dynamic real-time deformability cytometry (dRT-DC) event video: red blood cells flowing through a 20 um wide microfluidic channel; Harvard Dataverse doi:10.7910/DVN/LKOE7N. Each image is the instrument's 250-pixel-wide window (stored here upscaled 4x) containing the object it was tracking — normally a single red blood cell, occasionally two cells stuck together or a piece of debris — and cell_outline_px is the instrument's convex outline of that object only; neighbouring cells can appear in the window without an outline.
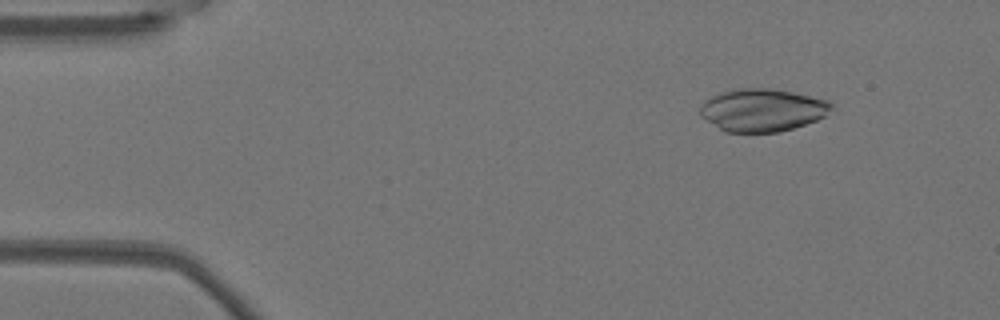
{"species": "Egyptian fruit bat (a non-hibernating species)", "species_latin": "Rousettus aegyptiacus", "temperature_condition": "warm", "stored_images_in_passage": 25, "camera_frame_rate_fps": 3000, "um_per_image_px": 0.085, "animal": {"sex": "female"}, "frame": {"image": 1, "passage_image": 6, "time_ms": 1.667, "image_size_px": [1000, 320], "cell_outline_px": [[836, 104], [824, 116], [816, 120], [780, 132], [724, 132], [700, 116], [700, 108], [704, 100], [720, 92], [740, 88], [768, 88], [792, 92], [828, 100]], "centroid_in_image_um": [64.79, 9.35], "position_along_channel_um": 20.2, "area_um2": 32.66}}
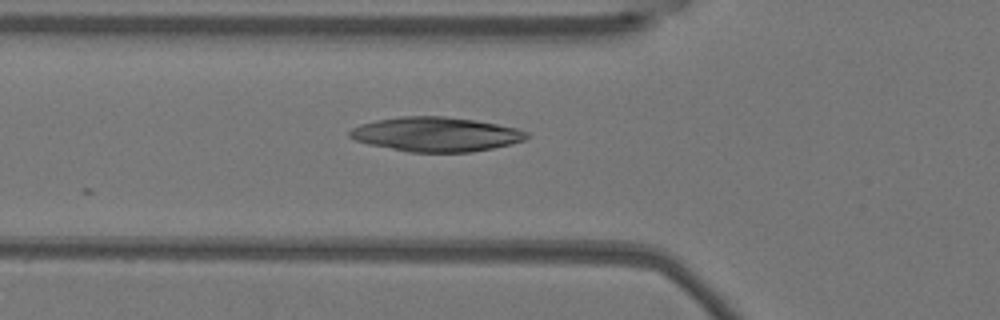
{"frame": {"image": 2, "passage_image": 18, "time_ms": 5.667, "image_size_px": [1000, 320], "cell_outline_px": [[528, 136], [524, 140], [512, 144], [472, 152], [408, 152], [368, 144], [356, 140], [348, 136], [348, 132], [352, 128], [360, 124], [376, 120], [400, 116], [444, 116], [476, 120], [516, 128], [528, 132]], "centroid_in_image_um": [37.04, 11.41], "position_along_channel_um": 88.8, "area_um2": 35.55}}
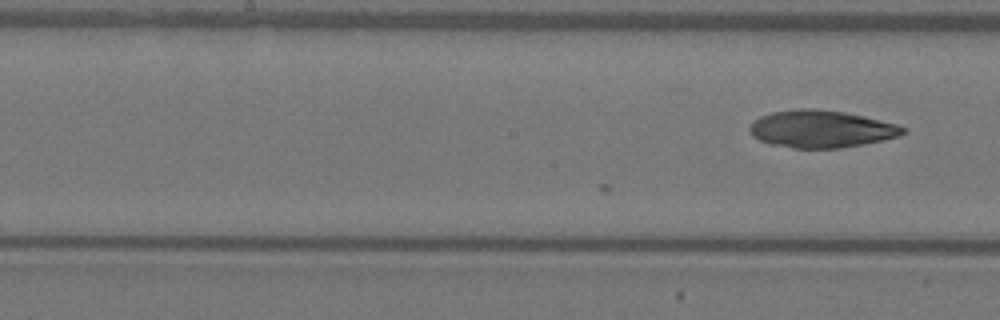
{"frame": {"image": 3, "passage_image": 25, "time_ms": 8.0, "image_size_px": [1000, 320], "cell_outline_px": [[908, 132], [900, 136], [884, 140], [864, 144], [840, 148], [792, 148], [772, 144], [760, 140], [752, 136], [748, 128], [760, 116], [772, 112], [800, 108], [812, 108], [844, 112], [864, 116], [896, 124], [908, 128]], "centroid_in_image_um": [69.84, 10.96], "position_along_channel_um": 178.4, "area_um2": 33.41}}